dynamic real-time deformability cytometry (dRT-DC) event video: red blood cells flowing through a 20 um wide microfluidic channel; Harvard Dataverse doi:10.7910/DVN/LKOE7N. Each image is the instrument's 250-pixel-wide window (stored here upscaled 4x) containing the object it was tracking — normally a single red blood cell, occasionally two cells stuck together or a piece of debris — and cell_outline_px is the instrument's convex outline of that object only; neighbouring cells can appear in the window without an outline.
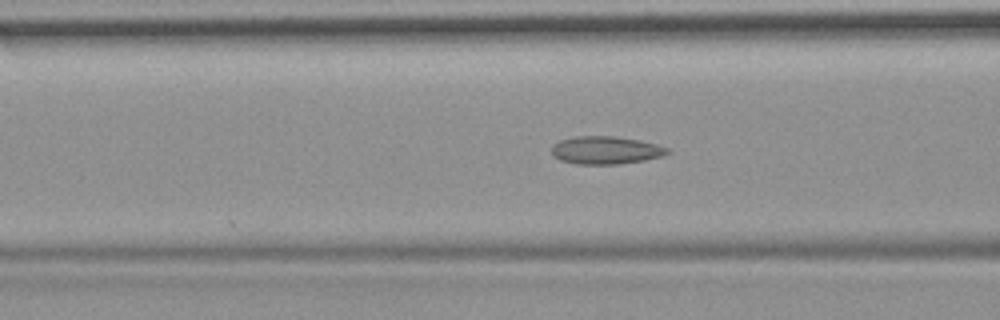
{"species": "common noctule bat (a hibernating species)", "species_latin": "Nyctalus noctula", "temperature_condition": "room temperature", "stored_images_in_passage": 53, "camera_frame_rate_fps": 3000, "um_per_image_px": 0.085, "animal": {"sex": "female", "body_mass_g": 19.9}, "frame": {"image": 1, "passage_image": 20, "time_ms": 6.333, "image_size_px": [1000, 320], "cell_outline_px": [[672, 152], [660, 156], [644, 160], [616, 164], [576, 164], [560, 160], [552, 156], [552, 144], [560, 140], [576, 136], [612, 136], [640, 140], [656, 144], [668, 148]], "centroid_in_image_um": [51.46, 12.76], "position_along_channel_um": 115.1, "area_um2": 18.79}}
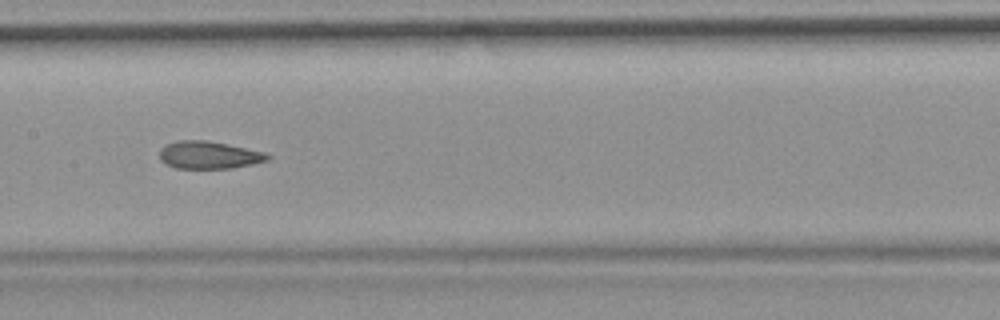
{"frame": {"image": 2, "passage_image": 26, "time_ms": 8.333, "image_size_px": [1000, 320], "cell_outline_px": [[272, 156], [268, 160], [252, 164], [232, 168], [176, 168], [160, 160], [160, 148], [164, 144], [176, 140], [204, 140], [264, 152]], "centroid_in_image_um": [17.72, 13.17], "position_along_channel_um": 189.7, "area_um2": 17.17}}
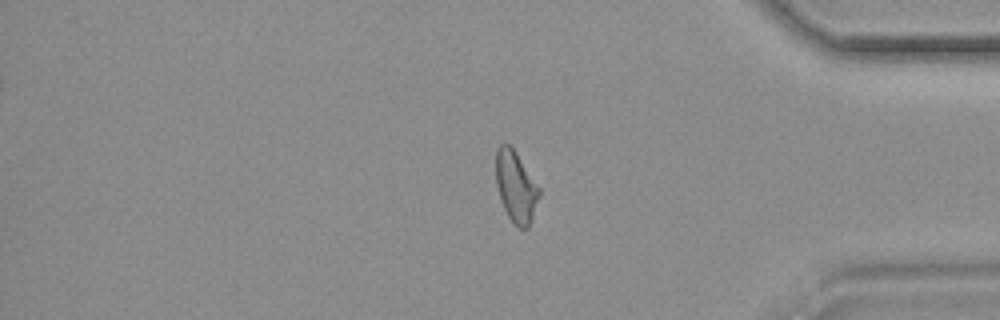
{"frame": {"image": 3, "passage_image": 44, "time_ms": 14.333, "image_size_px": [1000, 320], "cell_outline_px": [[540, 196], [532, 220], [528, 228], [516, 228], [508, 216], [500, 200], [496, 184], [496, 148], [500, 144], [508, 144], [516, 152], [540, 188]], "centroid_in_image_um": [43.85, 15.9], "position_along_channel_um": 391.3, "area_um2": 18.09}, "authors_computed_cell_mechanics": {"area_um2": 18.4382, "velocity_mm_per_s": 3.7309, "shape_relaxation_time_tau1_ms": null, "shape_relaxation_time_tau2_ms": 2.2475, "deformation_change_tau1": null, "deformation_change_tau2": 0.0911}}